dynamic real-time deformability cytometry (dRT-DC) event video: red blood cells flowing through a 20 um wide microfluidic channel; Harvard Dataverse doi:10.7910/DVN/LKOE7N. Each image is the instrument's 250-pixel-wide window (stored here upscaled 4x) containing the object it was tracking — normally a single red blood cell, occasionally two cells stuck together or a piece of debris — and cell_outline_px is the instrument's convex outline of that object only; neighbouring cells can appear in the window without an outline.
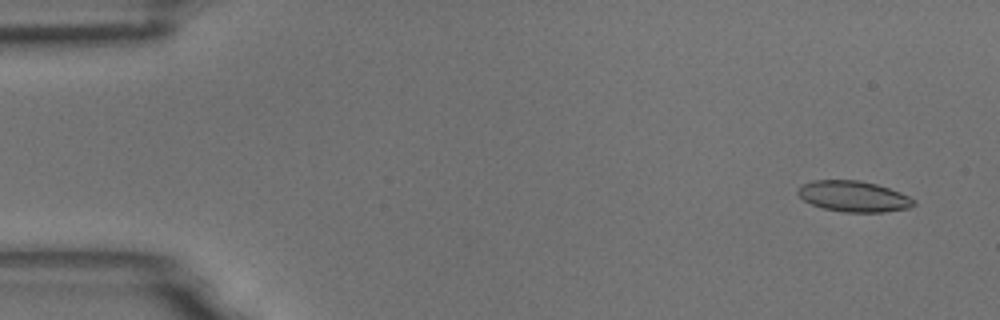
{"species": "common noctule bat (a hibernating species)", "species_latin": "Nyctalus noctula", "temperature_condition": "room temperature", "stored_images_in_passage": 6, "camera_frame_rate_fps": 3000, "um_per_image_px": 0.085, "animal": {"sex": "male", "body_mass_g": 18.8}, "frame": {"image": 1, "passage_image": 2, "time_ms": 0.333, "image_size_px": [1000, 320], "cell_outline_px": [[916, 204], [908, 208], [884, 212], [844, 212], [824, 208], [812, 204], [804, 200], [796, 192], [800, 184], [812, 180], [860, 180], [876, 184], [900, 192], [916, 200]], "centroid_in_image_um": [72.54, 16.68], "position_along_channel_um": 12.5, "area_um2": 20.87}}
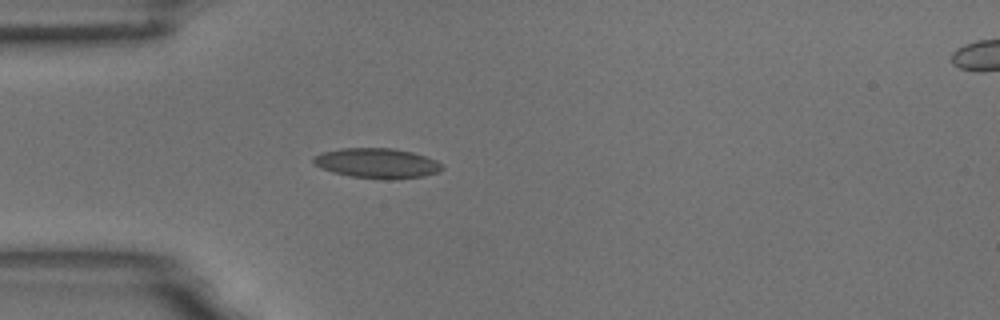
{"frame": {"image": 2, "passage_image": 5, "time_ms": 1.333, "image_size_px": [1000, 320], "cell_outline_px": [[444, 168], [440, 172], [424, 176], [396, 180], [388, 180], [352, 176], [332, 172], [320, 168], [312, 160], [312, 156], [320, 152], [340, 148], [392, 148], [412, 152], [436, 160]], "centroid_in_image_um": [32.04, 13.88], "position_along_channel_um": 53.0, "area_um2": 22.72}}